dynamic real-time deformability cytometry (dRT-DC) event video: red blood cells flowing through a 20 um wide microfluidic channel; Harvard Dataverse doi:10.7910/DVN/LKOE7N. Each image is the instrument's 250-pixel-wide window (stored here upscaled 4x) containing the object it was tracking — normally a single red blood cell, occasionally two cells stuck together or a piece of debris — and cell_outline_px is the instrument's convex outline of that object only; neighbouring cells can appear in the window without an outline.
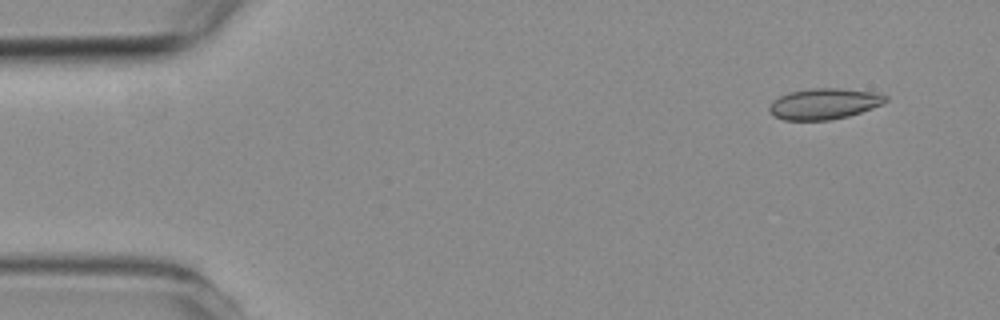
{"species": "common noctule bat (a hibernating species)", "species_latin": "Nyctalus noctula", "temperature_condition": "room temperature", "stored_images_in_passage": 4, "camera_frame_rate_fps": 3000, "um_per_image_px": 0.085, "animal": {"sex": "female", "body_mass_g": 19.3, "forearm_length_mm": 54.1}, "frame": {"image": 1, "passage_image": 1, "time_ms": 0.0, "image_size_px": [1000, 320], "cell_outline_px": [[888, 100], [872, 108], [848, 116], [828, 120], [784, 120], [776, 116], [768, 108], [772, 100], [788, 92], [808, 88], [840, 88], [880, 92], [888, 96]], "centroid_in_image_um": [70.07, 8.8], "position_along_channel_um": 14.9, "area_um2": 21.04}}